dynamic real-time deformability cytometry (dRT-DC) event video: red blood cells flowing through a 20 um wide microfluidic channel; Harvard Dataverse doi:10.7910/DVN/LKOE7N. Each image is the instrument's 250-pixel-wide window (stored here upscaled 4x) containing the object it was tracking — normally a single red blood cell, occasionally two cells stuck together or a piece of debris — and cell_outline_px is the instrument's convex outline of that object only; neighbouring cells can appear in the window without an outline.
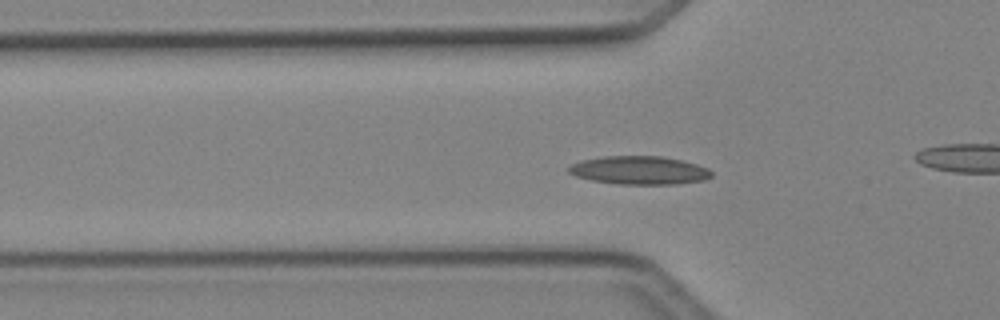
{"species": "Egyptian fruit bat (a non-hibernating species)", "species_latin": "Rousettus aegyptiacus", "temperature_condition": "cold", "stored_images_in_passage": 45, "camera_frame_rate_fps": 3000, "um_per_image_px": 0.085, "animal": {"sex": "female"}, "frame": {"image": 1, "passage_image": 12, "time_ms": 3.667, "image_size_px": [1000, 320], "cell_outline_px": [[712, 176], [704, 180], [676, 184], [616, 184], [592, 180], [576, 176], [568, 172], [568, 168], [572, 164], [580, 160], [604, 156], [660, 156], [680, 160], [696, 164], [708, 168], [712, 172]], "centroid_in_image_um": [54.33, 14.47], "position_along_channel_um": 71.5, "area_um2": 23.52}}
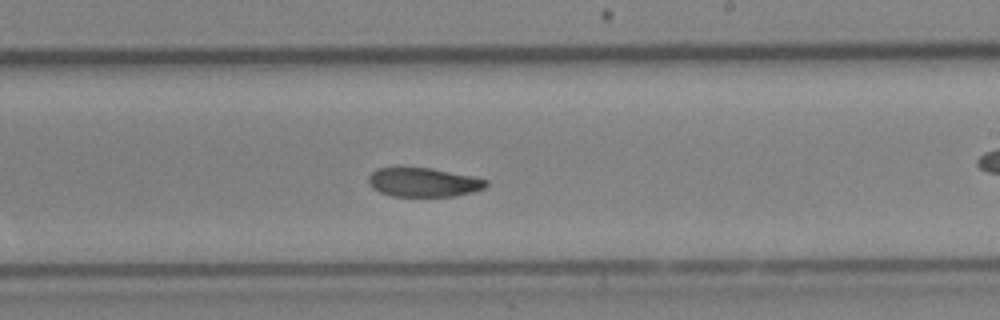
{"frame": {"image": 2, "passage_image": 25, "time_ms": 8.0, "image_size_px": [1000, 320], "cell_outline_px": [[488, 184], [484, 188], [472, 192], [456, 196], [392, 196], [380, 192], [372, 188], [368, 184], [368, 176], [376, 168], [428, 168], [472, 176], [488, 180]], "centroid_in_image_um": [35.97, 15.5], "position_along_channel_um": 253.0, "area_um2": 19.77}}
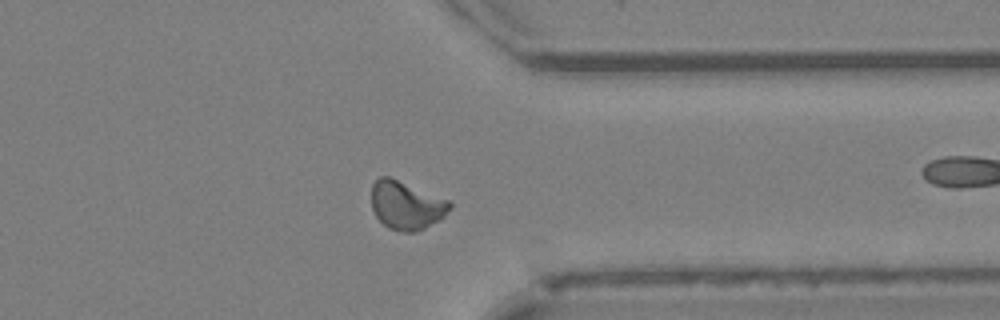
{"frame": {"image": 3, "passage_image": 34, "time_ms": 11.0, "image_size_px": [1000, 320], "cell_outline_px": [[452, 208], [440, 220], [416, 232], [400, 232], [388, 228], [376, 216], [372, 208], [372, 184], [380, 176], [388, 176], [448, 200], [452, 204]], "centroid_in_image_um": [34.53, 17.47], "position_along_channel_um": 376.9, "area_um2": 21.96}, "authors_computed_cell_mechanics": {"area_um2": 21.1548, "velocity_mm_per_s": 4.208, "shape_relaxation_time_tau1_ms": 8.0925, "shape_relaxation_time_tau2_ms": 3.4321, "deformation_change_tau1": 0.1668, "deformation_change_tau2": 0.074}}